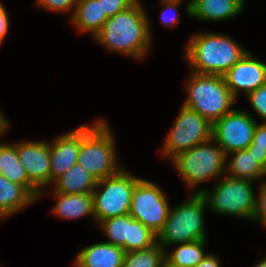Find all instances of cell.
Segmentation results:
<instances>
[{"mask_svg": "<svg viewBox=\"0 0 266 267\" xmlns=\"http://www.w3.org/2000/svg\"><path fill=\"white\" fill-rule=\"evenodd\" d=\"M150 25L140 0L109 17L94 36L108 50L142 59L151 44Z\"/></svg>", "mask_w": 266, "mask_h": 267, "instance_id": "obj_1", "label": "cell"}, {"mask_svg": "<svg viewBox=\"0 0 266 267\" xmlns=\"http://www.w3.org/2000/svg\"><path fill=\"white\" fill-rule=\"evenodd\" d=\"M186 46L185 57L197 74L224 75L247 52L229 36L214 33L195 34Z\"/></svg>", "mask_w": 266, "mask_h": 267, "instance_id": "obj_2", "label": "cell"}, {"mask_svg": "<svg viewBox=\"0 0 266 267\" xmlns=\"http://www.w3.org/2000/svg\"><path fill=\"white\" fill-rule=\"evenodd\" d=\"M113 133L106 121L99 119L92 127L80 126V149L77 163L99 181L118 174Z\"/></svg>", "mask_w": 266, "mask_h": 267, "instance_id": "obj_3", "label": "cell"}, {"mask_svg": "<svg viewBox=\"0 0 266 267\" xmlns=\"http://www.w3.org/2000/svg\"><path fill=\"white\" fill-rule=\"evenodd\" d=\"M187 100L183 106L199 113L212 124L231 112L236 100L225 84L223 75L192 72L186 85Z\"/></svg>", "mask_w": 266, "mask_h": 267, "instance_id": "obj_4", "label": "cell"}, {"mask_svg": "<svg viewBox=\"0 0 266 267\" xmlns=\"http://www.w3.org/2000/svg\"><path fill=\"white\" fill-rule=\"evenodd\" d=\"M192 195L183 204L170 209L167 221L157 234V243L164 249L171 244L207 239L204 228L206 198L198 192Z\"/></svg>", "mask_w": 266, "mask_h": 267, "instance_id": "obj_5", "label": "cell"}, {"mask_svg": "<svg viewBox=\"0 0 266 267\" xmlns=\"http://www.w3.org/2000/svg\"><path fill=\"white\" fill-rule=\"evenodd\" d=\"M214 142L216 145H211ZM222 148L213 140L179 153L171 161L188 187H195L207 179L222 176L226 171Z\"/></svg>", "mask_w": 266, "mask_h": 267, "instance_id": "obj_6", "label": "cell"}, {"mask_svg": "<svg viewBox=\"0 0 266 267\" xmlns=\"http://www.w3.org/2000/svg\"><path fill=\"white\" fill-rule=\"evenodd\" d=\"M141 178L122 169L118 174L99 180L92 192L94 220L99 223L111 217L130 213L132 192ZM104 187L102 191L97 188Z\"/></svg>", "mask_w": 266, "mask_h": 267, "instance_id": "obj_7", "label": "cell"}, {"mask_svg": "<svg viewBox=\"0 0 266 267\" xmlns=\"http://www.w3.org/2000/svg\"><path fill=\"white\" fill-rule=\"evenodd\" d=\"M252 182L226 176L216 184L212 193L204 189L198 193L204 195L208 207L214 212L253 219L257 196L253 192Z\"/></svg>", "mask_w": 266, "mask_h": 267, "instance_id": "obj_8", "label": "cell"}, {"mask_svg": "<svg viewBox=\"0 0 266 267\" xmlns=\"http://www.w3.org/2000/svg\"><path fill=\"white\" fill-rule=\"evenodd\" d=\"M213 124L196 111L182 105L170 134L165 139L163 156L173 159L179 153L212 139Z\"/></svg>", "mask_w": 266, "mask_h": 267, "instance_id": "obj_9", "label": "cell"}, {"mask_svg": "<svg viewBox=\"0 0 266 267\" xmlns=\"http://www.w3.org/2000/svg\"><path fill=\"white\" fill-rule=\"evenodd\" d=\"M167 196L152 182L140 179L132 192L129 215L156 235L161 231L169 216Z\"/></svg>", "mask_w": 266, "mask_h": 267, "instance_id": "obj_10", "label": "cell"}, {"mask_svg": "<svg viewBox=\"0 0 266 267\" xmlns=\"http://www.w3.org/2000/svg\"><path fill=\"white\" fill-rule=\"evenodd\" d=\"M258 123L249 113L233 109L213 123L212 139L229 153L246 149L252 142Z\"/></svg>", "mask_w": 266, "mask_h": 267, "instance_id": "obj_11", "label": "cell"}, {"mask_svg": "<svg viewBox=\"0 0 266 267\" xmlns=\"http://www.w3.org/2000/svg\"><path fill=\"white\" fill-rule=\"evenodd\" d=\"M17 155L29 181L43 194L42 187L51 183L50 143L29 141L17 143Z\"/></svg>", "mask_w": 266, "mask_h": 267, "instance_id": "obj_12", "label": "cell"}, {"mask_svg": "<svg viewBox=\"0 0 266 267\" xmlns=\"http://www.w3.org/2000/svg\"><path fill=\"white\" fill-rule=\"evenodd\" d=\"M226 86L237 99L240 90L246 95L266 84V64L248 51L224 75Z\"/></svg>", "mask_w": 266, "mask_h": 267, "instance_id": "obj_13", "label": "cell"}, {"mask_svg": "<svg viewBox=\"0 0 266 267\" xmlns=\"http://www.w3.org/2000/svg\"><path fill=\"white\" fill-rule=\"evenodd\" d=\"M80 149V127L60 135L50 144L51 183L77 163Z\"/></svg>", "mask_w": 266, "mask_h": 267, "instance_id": "obj_14", "label": "cell"}, {"mask_svg": "<svg viewBox=\"0 0 266 267\" xmlns=\"http://www.w3.org/2000/svg\"><path fill=\"white\" fill-rule=\"evenodd\" d=\"M244 0H191L186 12L198 20L220 21L238 15Z\"/></svg>", "mask_w": 266, "mask_h": 267, "instance_id": "obj_15", "label": "cell"}, {"mask_svg": "<svg viewBox=\"0 0 266 267\" xmlns=\"http://www.w3.org/2000/svg\"><path fill=\"white\" fill-rule=\"evenodd\" d=\"M125 251L103 242L83 248L76 256L75 267H122Z\"/></svg>", "mask_w": 266, "mask_h": 267, "instance_id": "obj_16", "label": "cell"}, {"mask_svg": "<svg viewBox=\"0 0 266 267\" xmlns=\"http://www.w3.org/2000/svg\"><path fill=\"white\" fill-rule=\"evenodd\" d=\"M0 174L12 183L24 186L36 199L41 192L29 181L17 155V143H0Z\"/></svg>", "mask_w": 266, "mask_h": 267, "instance_id": "obj_17", "label": "cell"}, {"mask_svg": "<svg viewBox=\"0 0 266 267\" xmlns=\"http://www.w3.org/2000/svg\"><path fill=\"white\" fill-rule=\"evenodd\" d=\"M37 200L24 186L0 174V220L17 213Z\"/></svg>", "mask_w": 266, "mask_h": 267, "instance_id": "obj_18", "label": "cell"}, {"mask_svg": "<svg viewBox=\"0 0 266 267\" xmlns=\"http://www.w3.org/2000/svg\"><path fill=\"white\" fill-rule=\"evenodd\" d=\"M97 180L81 164L76 163L66 173L57 178L53 193L92 194Z\"/></svg>", "mask_w": 266, "mask_h": 267, "instance_id": "obj_19", "label": "cell"}, {"mask_svg": "<svg viewBox=\"0 0 266 267\" xmlns=\"http://www.w3.org/2000/svg\"><path fill=\"white\" fill-rule=\"evenodd\" d=\"M108 18L102 13L101 1L78 0L71 21L81 32H91L95 36Z\"/></svg>", "mask_w": 266, "mask_h": 267, "instance_id": "obj_20", "label": "cell"}, {"mask_svg": "<svg viewBox=\"0 0 266 267\" xmlns=\"http://www.w3.org/2000/svg\"><path fill=\"white\" fill-rule=\"evenodd\" d=\"M57 201L53 213L58 217L76 219L92 215L94 219L92 194H61L54 193Z\"/></svg>", "mask_w": 266, "mask_h": 267, "instance_id": "obj_21", "label": "cell"}, {"mask_svg": "<svg viewBox=\"0 0 266 267\" xmlns=\"http://www.w3.org/2000/svg\"><path fill=\"white\" fill-rule=\"evenodd\" d=\"M229 154L233 155L230 164L226 167L229 177L253 181L266 176V170L247 149Z\"/></svg>", "mask_w": 266, "mask_h": 267, "instance_id": "obj_22", "label": "cell"}, {"mask_svg": "<svg viewBox=\"0 0 266 267\" xmlns=\"http://www.w3.org/2000/svg\"><path fill=\"white\" fill-rule=\"evenodd\" d=\"M206 240L181 243L170 254L165 253V259L178 267H195L207 255L203 250Z\"/></svg>", "mask_w": 266, "mask_h": 267, "instance_id": "obj_23", "label": "cell"}, {"mask_svg": "<svg viewBox=\"0 0 266 267\" xmlns=\"http://www.w3.org/2000/svg\"><path fill=\"white\" fill-rule=\"evenodd\" d=\"M157 243V235L140 221L128 214V232L125 239V253L143 250Z\"/></svg>", "mask_w": 266, "mask_h": 267, "instance_id": "obj_24", "label": "cell"}, {"mask_svg": "<svg viewBox=\"0 0 266 267\" xmlns=\"http://www.w3.org/2000/svg\"><path fill=\"white\" fill-rule=\"evenodd\" d=\"M165 253L158 243L147 249L127 252L122 267H161Z\"/></svg>", "mask_w": 266, "mask_h": 267, "instance_id": "obj_25", "label": "cell"}, {"mask_svg": "<svg viewBox=\"0 0 266 267\" xmlns=\"http://www.w3.org/2000/svg\"><path fill=\"white\" fill-rule=\"evenodd\" d=\"M99 224L105 236L110 239L105 242L119 246L125 251V239H127L128 232V214L105 219Z\"/></svg>", "mask_w": 266, "mask_h": 267, "instance_id": "obj_26", "label": "cell"}, {"mask_svg": "<svg viewBox=\"0 0 266 267\" xmlns=\"http://www.w3.org/2000/svg\"><path fill=\"white\" fill-rule=\"evenodd\" d=\"M253 109L266 123V84L247 95Z\"/></svg>", "mask_w": 266, "mask_h": 267, "instance_id": "obj_27", "label": "cell"}, {"mask_svg": "<svg viewBox=\"0 0 266 267\" xmlns=\"http://www.w3.org/2000/svg\"><path fill=\"white\" fill-rule=\"evenodd\" d=\"M37 6L55 12L75 10L78 0H37Z\"/></svg>", "mask_w": 266, "mask_h": 267, "instance_id": "obj_28", "label": "cell"}, {"mask_svg": "<svg viewBox=\"0 0 266 267\" xmlns=\"http://www.w3.org/2000/svg\"><path fill=\"white\" fill-rule=\"evenodd\" d=\"M101 1L102 13L107 18L132 6L137 0H99Z\"/></svg>", "mask_w": 266, "mask_h": 267, "instance_id": "obj_29", "label": "cell"}, {"mask_svg": "<svg viewBox=\"0 0 266 267\" xmlns=\"http://www.w3.org/2000/svg\"><path fill=\"white\" fill-rule=\"evenodd\" d=\"M182 0H161V3L163 4L164 8H162L161 10V23L164 25L170 26V28H172L171 26L174 25V23H176V21L178 20V15H177V7L178 5L181 3ZM172 11V13L175 14H171L170 16L168 15L169 13ZM168 13V14H167ZM167 14V15H166Z\"/></svg>", "mask_w": 266, "mask_h": 267, "instance_id": "obj_30", "label": "cell"}, {"mask_svg": "<svg viewBox=\"0 0 266 267\" xmlns=\"http://www.w3.org/2000/svg\"><path fill=\"white\" fill-rule=\"evenodd\" d=\"M259 196L256 199V209L253 219L259 220L266 227V183L260 186Z\"/></svg>", "mask_w": 266, "mask_h": 267, "instance_id": "obj_31", "label": "cell"}, {"mask_svg": "<svg viewBox=\"0 0 266 267\" xmlns=\"http://www.w3.org/2000/svg\"><path fill=\"white\" fill-rule=\"evenodd\" d=\"M247 148L266 149V123L262 122L256 125L252 142Z\"/></svg>", "mask_w": 266, "mask_h": 267, "instance_id": "obj_32", "label": "cell"}, {"mask_svg": "<svg viewBox=\"0 0 266 267\" xmlns=\"http://www.w3.org/2000/svg\"><path fill=\"white\" fill-rule=\"evenodd\" d=\"M9 30V20L8 14L3 7L2 3H0V44H2L5 36L7 35Z\"/></svg>", "mask_w": 266, "mask_h": 267, "instance_id": "obj_33", "label": "cell"}, {"mask_svg": "<svg viewBox=\"0 0 266 267\" xmlns=\"http://www.w3.org/2000/svg\"><path fill=\"white\" fill-rule=\"evenodd\" d=\"M256 158L257 162L266 170V149L246 148Z\"/></svg>", "mask_w": 266, "mask_h": 267, "instance_id": "obj_34", "label": "cell"}, {"mask_svg": "<svg viewBox=\"0 0 266 267\" xmlns=\"http://www.w3.org/2000/svg\"><path fill=\"white\" fill-rule=\"evenodd\" d=\"M195 267H220V261L215 255L207 253L205 258Z\"/></svg>", "mask_w": 266, "mask_h": 267, "instance_id": "obj_35", "label": "cell"}, {"mask_svg": "<svg viewBox=\"0 0 266 267\" xmlns=\"http://www.w3.org/2000/svg\"><path fill=\"white\" fill-rule=\"evenodd\" d=\"M8 126H10L9 122L4 118L3 114L0 111V135H3L4 132H6Z\"/></svg>", "mask_w": 266, "mask_h": 267, "instance_id": "obj_36", "label": "cell"}, {"mask_svg": "<svg viewBox=\"0 0 266 267\" xmlns=\"http://www.w3.org/2000/svg\"><path fill=\"white\" fill-rule=\"evenodd\" d=\"M161 267H178V266H175V265L169 263L166 259H164Z\"/></svg>", "mask_w": 266, "mask_h": 267, "instance_id": "obj_37", "label": "cell"}, {"mask_svg": "<svg viewBox=\"0 0 266 267\" xmlns=\"http://www.w3.org/2000/svg\"><path fill=\"white\" fill-rule=\"evenodd\" d=\"M254 267H266V258L258 262Z\"/></svg>", "mask_w": 266, "mask_h": 267, "instance_id": "obj_38", "label": "cell"}]
</instances>
